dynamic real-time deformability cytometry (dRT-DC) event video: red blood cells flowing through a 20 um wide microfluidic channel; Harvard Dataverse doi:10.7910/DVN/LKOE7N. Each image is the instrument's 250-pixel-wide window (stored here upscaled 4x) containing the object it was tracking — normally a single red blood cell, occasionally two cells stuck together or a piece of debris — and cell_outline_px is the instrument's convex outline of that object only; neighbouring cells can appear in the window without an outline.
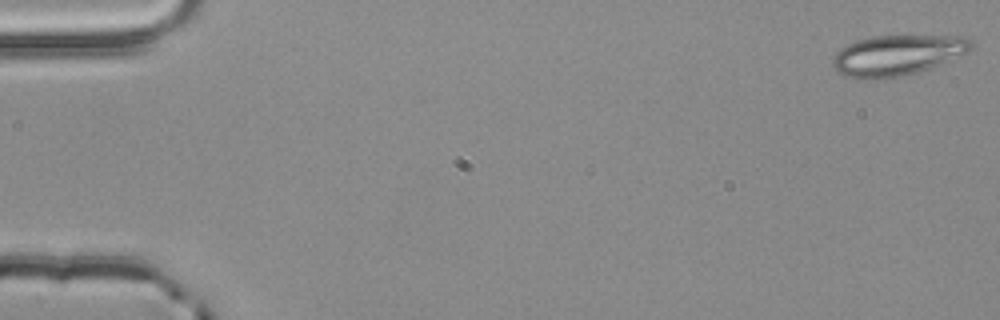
{"species": "common noctule bat (a hibernating species)", "species_latin": "Nyctalus noctula", "temperature_condition": "room temperature", "stored_images_in_passage": 12, "camera_frame_rate_fps": 3000, "um_per_image_px": 0.085, "animal": {"sex": "male", "body_mass_g": 20.4}, "frame": {"image": 1, "passage_image": 1, "time_ms": 0.0, "image_size_px": [1000, 320], "cell_outline_px": [[972, 48], [968, 52], [928, 68], [916, 72], [900, 76], [876, 80], [864, 80], [844, 76], [832, 64], [832, 56], [840, 48], [856, 40], [872, 36], [968, 36], [972, 40]], "centroid_in_image_um": [76.23, 4.69], "position_along_channel_um": 8.8, "area_um2": 32.66}}